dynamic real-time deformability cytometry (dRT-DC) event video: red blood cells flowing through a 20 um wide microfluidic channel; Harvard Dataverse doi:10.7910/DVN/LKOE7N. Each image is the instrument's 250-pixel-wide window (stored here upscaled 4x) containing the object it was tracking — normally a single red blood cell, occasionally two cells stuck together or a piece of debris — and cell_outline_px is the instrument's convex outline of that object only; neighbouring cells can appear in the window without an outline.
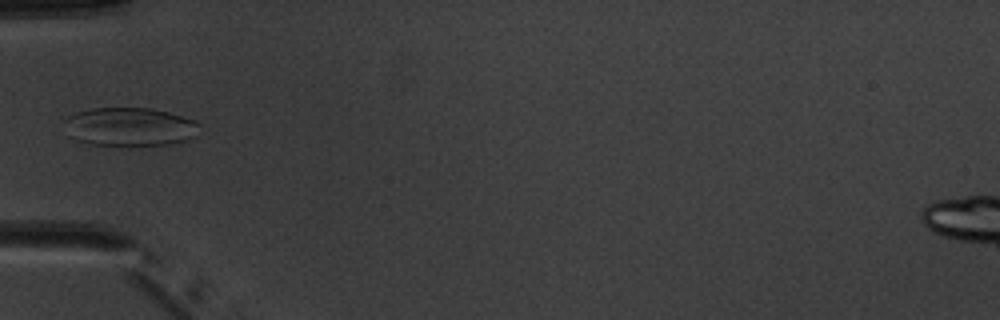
{"species": "common noctule bat (a hibernating species)", "species_latin": "Nyctalus noctula", "temperature_condition": "warm", "stored_images_in_passage": 5, "camera_frame_rate_fps": 3000, "um_per_image_px": 0.085, "animal": {"sex": "male", "body_mass_g": 20.1, "forearm_length_mm": 53.5}, "frame": {"image": 1, "passage_image": 5, "time_ms": 5.333, "image_size_px": [1000, 320], "cell_outline_px": [[200, 124], [196, 136], [188, 140], [172, 144], [88, 144], [76, 140], [68, 136], [64, 120], [68, 116], [76, 112], [92, 108], [152, 108], [168, 112], [196, 120]], "centroid_in_image_um": [11.04, 10.76], "position_along_channel_um": 74.0, "area_um2": 30.29}}